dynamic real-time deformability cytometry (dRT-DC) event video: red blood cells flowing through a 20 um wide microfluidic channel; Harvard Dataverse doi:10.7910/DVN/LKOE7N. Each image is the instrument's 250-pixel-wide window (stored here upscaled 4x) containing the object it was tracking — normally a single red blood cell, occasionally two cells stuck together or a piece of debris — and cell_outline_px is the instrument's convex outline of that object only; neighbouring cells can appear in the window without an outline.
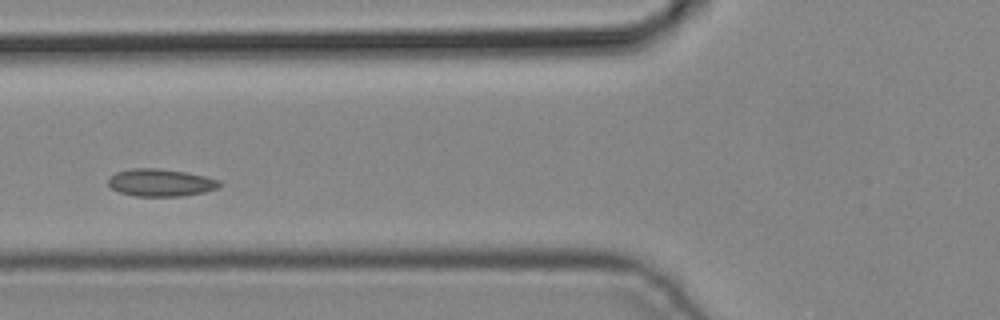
{"species": "common noctule bat (a hibernating species)", "species_latin": "Nyctalus noctula", "temperature_condition": "cold", "stored_images_in_passage": 3, "camera_frame_rate_fps": 3000, "um_per_image_px": 0.085, "animal": {"sex": "male", "body_mass_g": 19.2, "forearm_length_mm": 51.8}, "frame": {"image": 1, "passage_image": 2, "time_ms": 0.333, "image_size_px": [1000, 320], "cell_outline_px": [[220, 188], [204, 192], [180, 196], [136, 196], [120, 192], [112, 188], [108, 184], [108, 176], [116, 172], [132, 168], [156, 168], [184, 172], [204, 176], [220, 180]], "centroid_in_image_um": [13.64, 15.52], "position_along_channel_um": 112.2, "area_um2": 17.74}}
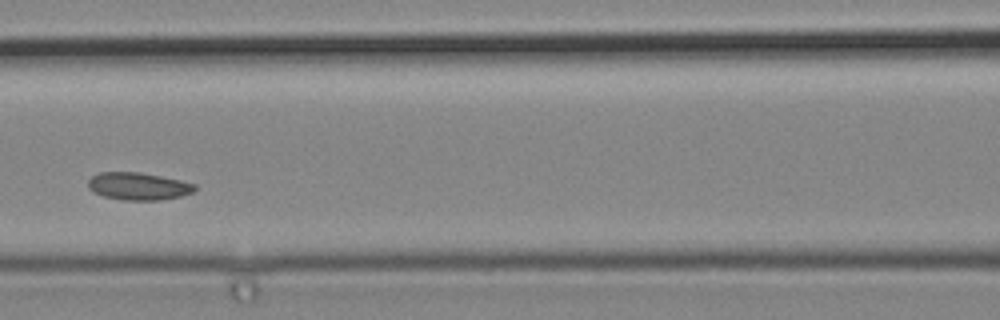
{"frame": {"image": 2, "passage_image": 3, "time_ms": 0.667, "image_size_px": [1000, 320], "cell_outline_px": [[196, 188], [192, 192], [180, 196], [160, 200], [124, 200], [104, 196], [92, 192], [88, 188], [88, 180], [92, 176], [100, 172], [140, 172], [180, 180], [196, 184]], "centroid_in_image_um": [11.73, 15.82], "position_along_channel_um": 154.9, "area_um2": 17.05}}